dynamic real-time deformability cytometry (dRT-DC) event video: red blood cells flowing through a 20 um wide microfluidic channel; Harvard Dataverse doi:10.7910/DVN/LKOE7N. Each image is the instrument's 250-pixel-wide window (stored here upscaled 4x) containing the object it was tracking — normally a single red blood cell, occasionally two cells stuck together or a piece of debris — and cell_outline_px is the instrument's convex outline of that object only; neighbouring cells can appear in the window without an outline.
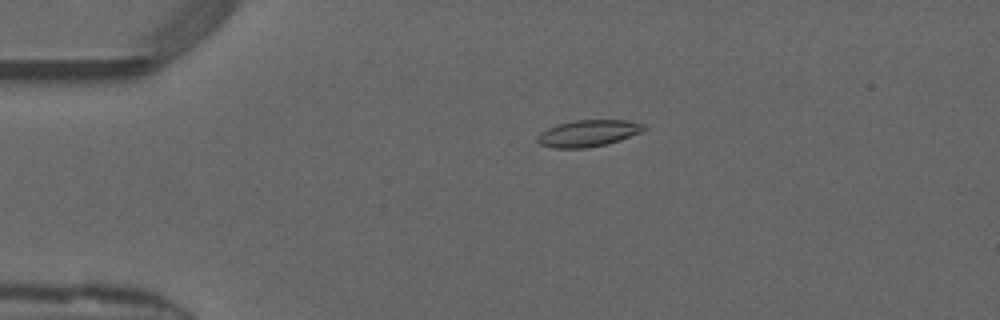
{"species": "common noctule bat (a hibernating species)", "species_latin": "Nyctalus noctula", "temperature_condition": "warm", "stored_images_in_passage": 41, "camera_frame_rate_fps": 3000, "um_per_image_px": 0.085, "animal": {"sex": "male", "forearm_length_mm": 52.5}, "frame": {"image": 1, "passage_image": 2, "time_ms": 0.333, "image_size_px": [1000, 320], "cell_outline_px": [[648, 128], [640, 132], [620, 140], [604, 144], [584, 148], [556, 148], [540, 144], [536, 140], [536, 136], [540, 132], [556, 124], [572, 120], [628, 120], [644, 124]], "centroid_in_image_um": [49.97, 11.31], "position_along_channel_um": 35.0, "area_um2": 16.53}}
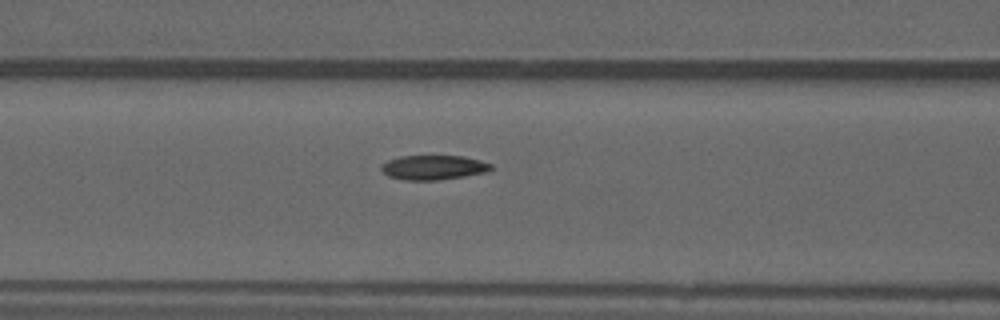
{"frame": {"image": 2, "passage_image": 12, "time_ms": 3.667, "image_size_px": [1000, 320], "cell_outline_px": [[492, 168], [488, 172], [464, 176], [436, 180], [404, 180], [388, 176], [380, 168], [380, 164], [388, 160], [400, 156], [464, 156], [480, 160], [492, 164]], "centroid_in_image_um": [36.84, 14.23], "position_along_channel_um": 129.8, "area_um2": 15.72}}
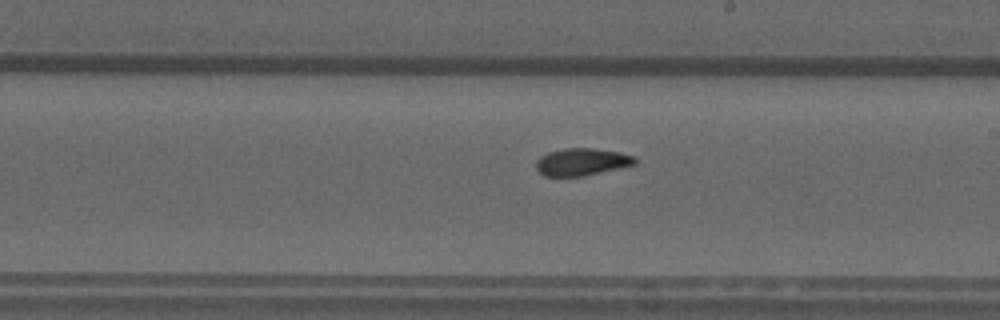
{"frame": {"image": 3, "passage_image": 20, "time_ms": 6.333, "image_size_px": [1000, 320], "cell_outline_px": [[636, 164], [584, 176], [544, 176], [536, 168], [536, 160], [540, 156], [548, 152], [564, 148], [592, 148], [620, 152], [636, 156]], "centroid_in_image_um": [49.45, 13.75], "position_along_channel_um": 239.5, "area_um2": 15.78}, "authors_computed_cell_mechanics": {"area_um2": 15.8372, "velocity_mm_per_s": 4.1328, "shape_relaxation_time_tau1_ms": null, "shape_relaxation_time_tau2_ms": 2.7275, "deformation_change_tau1": null, "deformation_change_tau2": 0.0795}}